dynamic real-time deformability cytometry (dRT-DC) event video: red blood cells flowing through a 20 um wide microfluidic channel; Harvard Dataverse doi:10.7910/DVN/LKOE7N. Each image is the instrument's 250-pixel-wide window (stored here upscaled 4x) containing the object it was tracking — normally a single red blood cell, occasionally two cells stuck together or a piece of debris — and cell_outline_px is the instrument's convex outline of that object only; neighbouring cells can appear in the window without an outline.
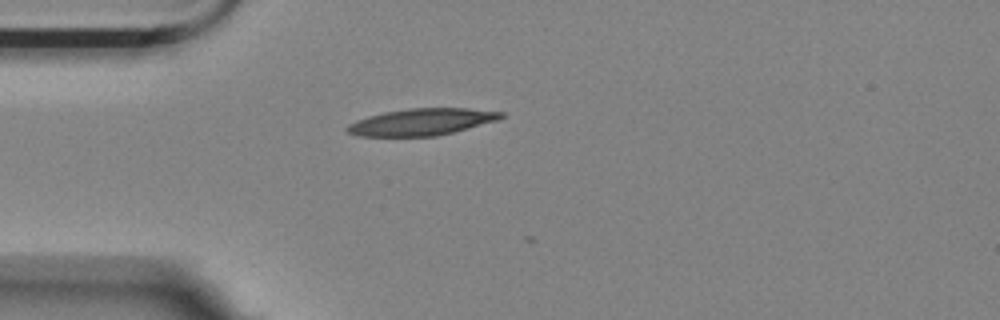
{"species": "Egyptian fruit bat (a non-hibernating species)", "species_latin": "Rousettus aegyptiacus", "temperature_condition": "room temperature", "stored_images_in_passage": 5, "camera_frame_rate_fps": 3000, "um_per_image_px": 0.085, "animal": {"sex": "female"}, "frame": {"image": 1, "passage_image": 1, "time_ms": 0.0, "image_size_px": [1000, 320], "cell_outline_px": [[504, 116], [496, 120], [452, 132], [436, 136], [360, 136], [348, 132], [344, 128], [348, 124], [356, 120], [368, 116], [384, 112], [408, 108], [468, 108], [504, 112]], "centroid_in_image_um": [35.8, 10.35], "position_along_channel_um": 49.2, "area_um2": 23.81}}